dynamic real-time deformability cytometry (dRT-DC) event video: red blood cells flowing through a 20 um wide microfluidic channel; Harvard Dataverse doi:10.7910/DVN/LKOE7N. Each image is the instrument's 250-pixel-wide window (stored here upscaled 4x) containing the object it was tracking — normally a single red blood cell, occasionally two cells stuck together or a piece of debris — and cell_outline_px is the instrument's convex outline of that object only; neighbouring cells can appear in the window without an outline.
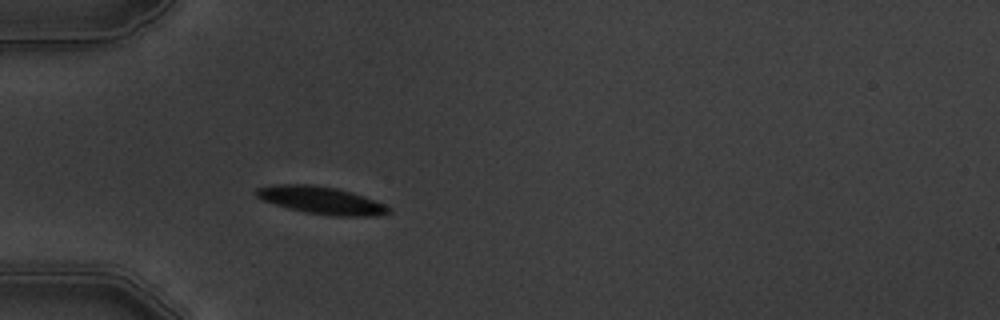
{"species": "common noctule bat (a hibernating species)", "species_latin": "Nyctalus noctula", "temperature_condition": "warm", "stored_images_in_passage": 1, "camera_frame_rate_fps": 3000, "um_per_image_px": 0.085, "animal": {"sex": "male", "body_mass_g": 19.5, "forearm_length_mm": 54.6}, "frame": {"image": 1, "passage_image": 1, "time_ms": 0.0, "image_size_px": [1000, 320], "cell_outline_px": [[392, 212], [384, 216], [332, 216], [304, 212], [288, 208], [264, 200], [256, 196], [256, 188], [272, 184], [308, 184], [336, 188], [352, 192], [384, 204], [392, 208]], "centroid_in_image_um": [27.36, 17.03], "position_along_channel_um": 57.6, "area_um2": 21.27}}